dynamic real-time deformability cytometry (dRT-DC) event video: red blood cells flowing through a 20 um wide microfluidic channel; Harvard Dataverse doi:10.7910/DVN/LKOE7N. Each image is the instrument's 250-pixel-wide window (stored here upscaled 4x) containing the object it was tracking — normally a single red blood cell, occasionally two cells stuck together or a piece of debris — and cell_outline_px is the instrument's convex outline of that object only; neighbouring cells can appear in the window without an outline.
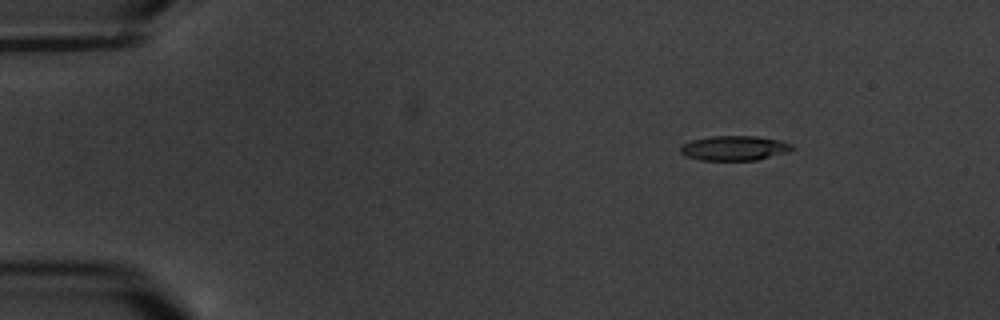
{"species": "common noctule bat (a hibernating species)", "species_latin": "Nyctalus noctula", "temperature_condition": "warm", "stored_images_in_passage": 4, "camera_frame_rate_fps": 3000, "um_per_image_px": 0.085, "animal": {"sex": "male", "body_mass_g": 20.1, "forearm_length_mm": 53.5}, "frame": {"image": 1, "passage_image": 1, "time_ms": 0.0, "image_size_px": [1000, 320], "cell_outline_px": [[796, 148], [788, 152], [756, 160], [700, 160], [688, 156], [680, 152], [680, 148], [684, 144], [692, 140], [712, 136], [756, 136], [780, 140], [792, 144]], "centroid_in_image_um": [62.47, 12.58], "position_along_channel_um": 22.5, "area_um2": 16.01}}